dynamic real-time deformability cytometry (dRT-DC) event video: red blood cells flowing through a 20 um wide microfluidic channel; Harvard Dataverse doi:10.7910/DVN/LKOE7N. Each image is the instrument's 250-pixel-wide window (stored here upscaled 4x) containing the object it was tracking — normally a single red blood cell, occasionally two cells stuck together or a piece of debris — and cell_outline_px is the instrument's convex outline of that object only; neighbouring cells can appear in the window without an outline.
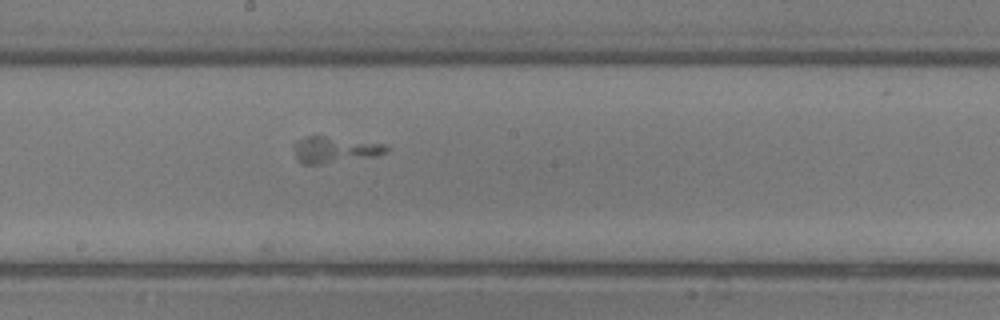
{"species": "common noctule bat (a hibernating species)", "species_latin": "Nyctalus noctula", "temperature_condition": "room temperature", "stored_images_in_passage": 29, "camera_frame_rate_fps": 3000, "um_per_image_px": 0.085, "animal": {"sex": "male", "body_mass_g": 13.3}, "frame": {"image": 1, "passage_image": 15, "time_ms": 4.667, "image_size_px": [1000, 320], "cell_outline_px": [[388, 152], [376, 156], [320, 164], [304, 164], [296, 160], [296, 140], [308, 136], [324, 136], [388, 144]], "centroid_in_image_um": [28.5, 12.72], "position_along_channel_um": 219.7, "area_um2": 13.99}}
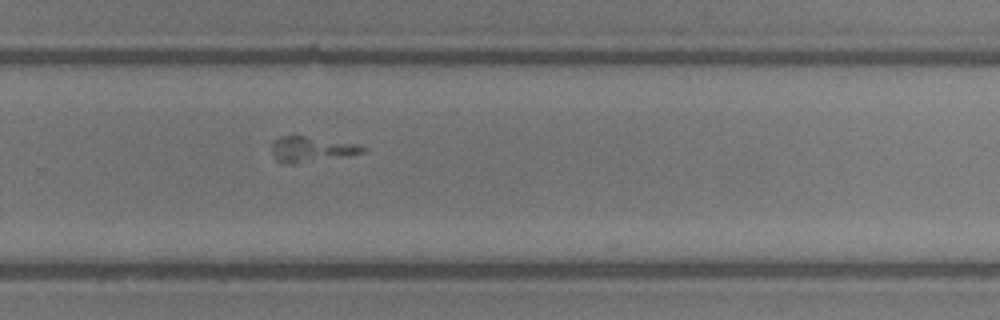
{"frame": {"image": 2, "passage_image": 21, "time_ms": 6.667, "image_size_px": [1000, 320], "cell_outline_px": [[368, 148], [364, 152], [348, 156], [292, 164], [280, 164], [276, 160], [272, 152], [272, 140], [280, 136], [304, 136], [360, 144]], "centroid_in_image_um": [26.47, 12.69], "position_along_channel_um": 303.3, "area_um2": 13.64}}
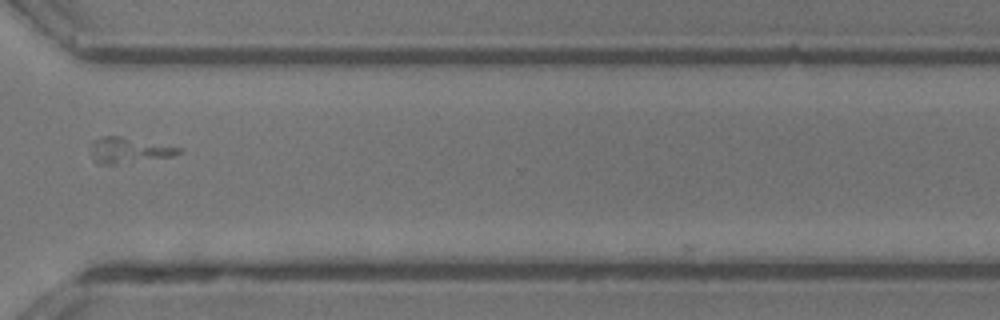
{"frame": {"image": 3, "passage_image": 25, "time_ms": 8.0, "image_size_px": [1000, 320], "cell_outline_px": [[184, 148], [180, 152], [172, 156], [116, 164], [96, 164], [92, 152], [92, 140], [104, 136], [120, 136]], "centroid_in_image_um": [10.95, 12.76], "position_along_channel_um": 359.6, "area_um2": 12.89}}